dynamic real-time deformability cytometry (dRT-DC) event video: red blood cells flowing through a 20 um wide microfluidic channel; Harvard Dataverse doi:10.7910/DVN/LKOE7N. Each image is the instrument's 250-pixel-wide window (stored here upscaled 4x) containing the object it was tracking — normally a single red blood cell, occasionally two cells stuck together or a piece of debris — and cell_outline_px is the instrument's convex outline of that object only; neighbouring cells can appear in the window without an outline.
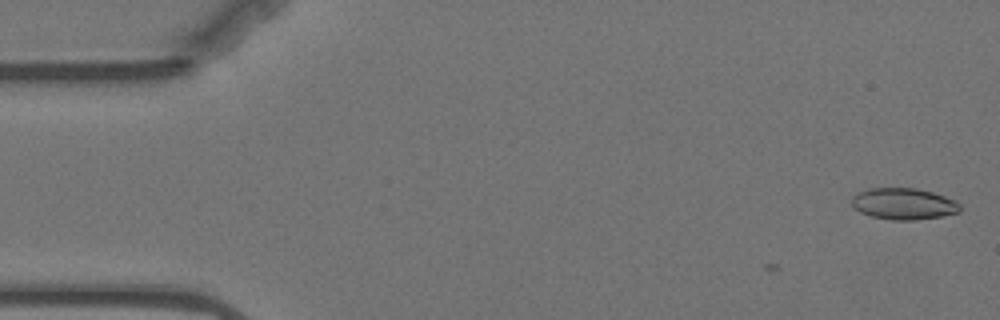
{"species": "Egyptian fruit bat (a non-hibernating species)", "species_latin": "Rousettus aegyptiacus", "temperature_condition": "warm", "stored_images_in_passage": 2, "camera_frame_rate_fps": 3000, "um_per_image_px": 0.085, "animal": {"sex": "female"}, "frame": {"image": 1, "passage_image": 2, "time_ms": 0.333, "image_size_px": [1000, 320], "cell_outline_px": [[960, 212], [940, 216], [916, 220], [892, 220], [872, 216], [860, 212], [852, 208], [852, 196], [856, 192], [868, 188], [916, 188], [932, 192], [944, 196], [960, 204]], "centroid_in_image_um": [76.75, 17.32], "position_along_channel_um": 8.2, "area_um2": 19.88}}